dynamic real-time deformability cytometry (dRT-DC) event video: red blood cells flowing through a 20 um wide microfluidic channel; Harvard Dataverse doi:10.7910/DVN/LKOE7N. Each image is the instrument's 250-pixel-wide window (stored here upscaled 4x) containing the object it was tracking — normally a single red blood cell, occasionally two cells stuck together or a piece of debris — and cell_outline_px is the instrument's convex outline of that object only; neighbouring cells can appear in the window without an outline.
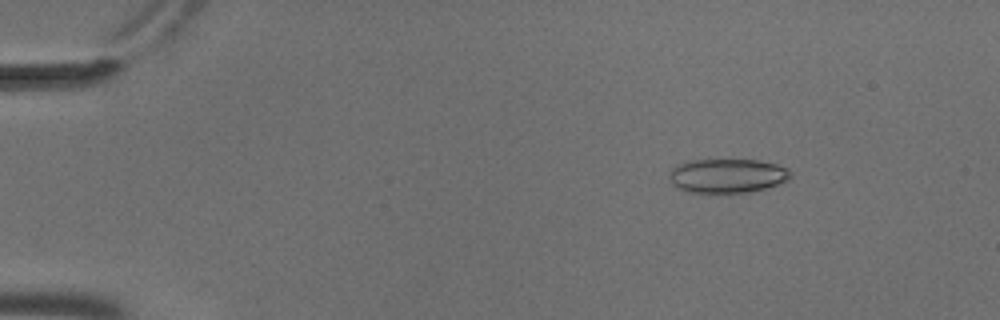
{"species": "common noctule bat (a hibernating species)", "species_latin": "Nyctalus noctula", "temperature_condition": "cold", "stored_images_in_passage": 7, "camera_frame_rate_fps": 3000, "um_per_image_px": 0.085, "animal": {"sex": "male", "body_mass_g": 18.8}, "frame": {"image": 1, "passage_image": 2, "time_ms": 0.333, "image_size_px": [1000, 320], "cell_outline_px": [[792, 176], [788, 180], [752, 192], [688, 192], [676, 188], [672, 184], [668, 176], [672, 168], [676, 164], [684, 160], [756, 160], [776, 164], [788, 168], [792, 172]], "centroid_in_image_um": [61.78, 14.93], "position_along_channel_um": 23.2, "area_um2": 24.28}}
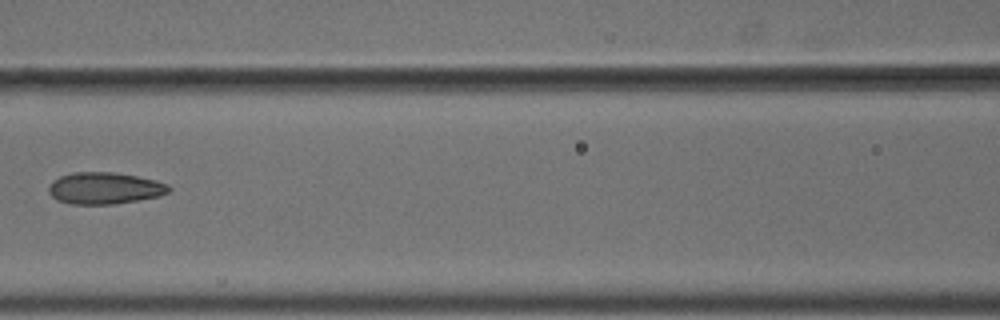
{"frame": {"image": 2, "passage_image": 7, "time_ms": 2.0, "image_size_px": [1000, 320], "cell_outline_px": [[172, 188], [168, 192], [156, 196], [136, 200], [112, 204], [72, 204], [56, 200], [48, 192], [48, 188], [52, 180], [60, 176], [72, 172], [112, 172], [136, 176], [156, 180], [168, 184]], "centroid_in_image_um": [8.85, 15.99], "position_along_channel_um": 157.7, "area_um2": 22.14}}